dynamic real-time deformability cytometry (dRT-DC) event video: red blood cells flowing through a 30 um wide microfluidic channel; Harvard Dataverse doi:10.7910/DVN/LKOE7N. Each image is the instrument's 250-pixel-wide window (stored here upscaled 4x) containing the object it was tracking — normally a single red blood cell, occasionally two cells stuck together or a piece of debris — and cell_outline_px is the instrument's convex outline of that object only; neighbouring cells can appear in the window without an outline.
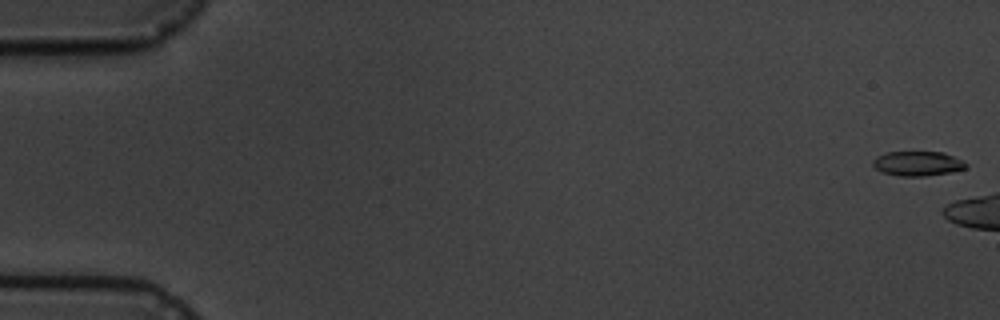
{"species": "common noctule bat (a hibernating species)", "species_latin": "Nyctalus noctula", "temperature_condition": "cold", "stored_images_in_passage": 3, "camera_frame_rate_fps": 3000, "um_per_image_px": 0.085, "animal": {"sex": "male", "body_mass_g": 19.5, "forearm_length_mm": 54.6}, "frame": {"image": 1, "passage_image": 1, "time_ms": 0.0, "image_size_px": [1000, 320], "cell_outline_px": [[968, 168], [952, 172], [924, 176], [900, 176], [880, 172], [872, 164], [872, 160], [876, 156], [884, 152], [944, 152], [964, 160], [968, 164]], "centroid_in_image_um": [78.02, 13.9], "position_along_channel_um": 7.0, "area_um2": 13.64}}